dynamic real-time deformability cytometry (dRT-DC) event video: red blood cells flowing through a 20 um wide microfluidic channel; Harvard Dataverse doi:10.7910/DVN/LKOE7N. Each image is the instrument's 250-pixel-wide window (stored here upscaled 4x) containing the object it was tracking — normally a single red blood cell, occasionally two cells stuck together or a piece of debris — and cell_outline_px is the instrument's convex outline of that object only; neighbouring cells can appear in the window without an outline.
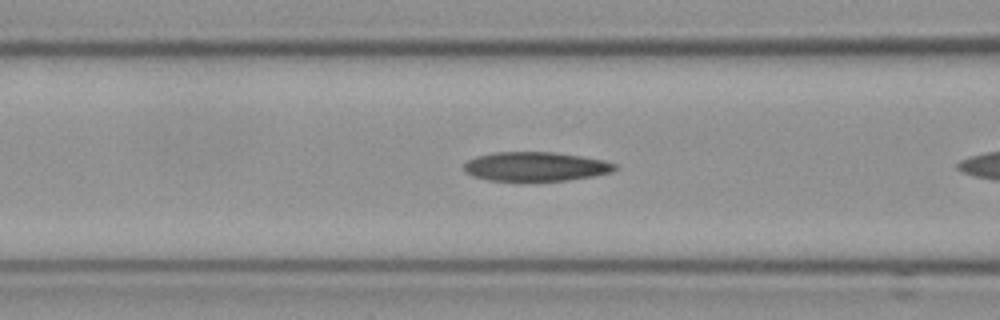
{"species": "Egyptian fruit bat (a non-hibernating species)", "species_latin": "Rousettus aegyptiacus", "temperature_condition": "cold", "stored_images_in_passage": 6, "camera_frame_rate_fps": 3000, "um_per_image_px": 0.085, "frame": {"image": 1, "passage_image": 5, "time_ms": 1.333, "image_size_px": [1000, 320], "cell_outline_px": [[616, 168], [612, 172], [592, 176], [568, 180], [488, 180], [472, 176], [464, 172], [464, 164], [468, 160], [476, 156], [496, 152], [552, 152], [580, 156], [604, 160], [616, 164]], "centroid_in_image_um": [45.5, 14.15], "position_along_channel_um": 121.1, "area_um2": 25.43}}